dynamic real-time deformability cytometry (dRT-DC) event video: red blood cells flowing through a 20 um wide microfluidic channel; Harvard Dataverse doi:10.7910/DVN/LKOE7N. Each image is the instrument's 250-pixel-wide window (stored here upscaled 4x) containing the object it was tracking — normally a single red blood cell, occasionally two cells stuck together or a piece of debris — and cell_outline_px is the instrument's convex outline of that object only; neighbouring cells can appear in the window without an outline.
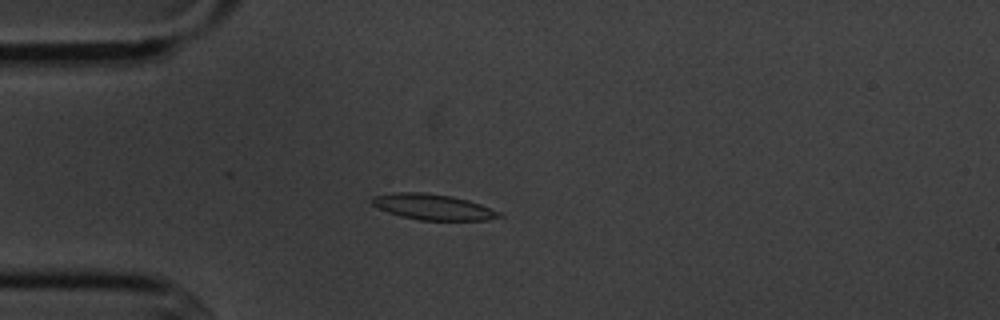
{"species": "common noctule bat (a hibernating species)", "species_latin": "Nyctalus noctula", "temperature_condition": "cold", "stored_images_in_passage": 4, "camera_frame_rate_fps": 3000, "um_per_image_px": 0.085, "animal": {"sex": "male", "body_mass_g": 20.1, "forearm_length_mm": 53.5}, "frame": {"image": 1, "passage_image": 4, "time_ms": 4.333, "image_size_px": [1000, 320], "cell_outline_px": [[504, 216], [484, 220], [420, 220], [400, 216], [388, 212], [372, 204], [368, 200], [372, 196], [396, 192], [424, 192], [452, 196], [468, 200], [480, 204], [500, 212]], "centroid_in_image_um": [36.77, 17.58], "position_along_channel_um": 48.2, "area_um2": 19.07}}